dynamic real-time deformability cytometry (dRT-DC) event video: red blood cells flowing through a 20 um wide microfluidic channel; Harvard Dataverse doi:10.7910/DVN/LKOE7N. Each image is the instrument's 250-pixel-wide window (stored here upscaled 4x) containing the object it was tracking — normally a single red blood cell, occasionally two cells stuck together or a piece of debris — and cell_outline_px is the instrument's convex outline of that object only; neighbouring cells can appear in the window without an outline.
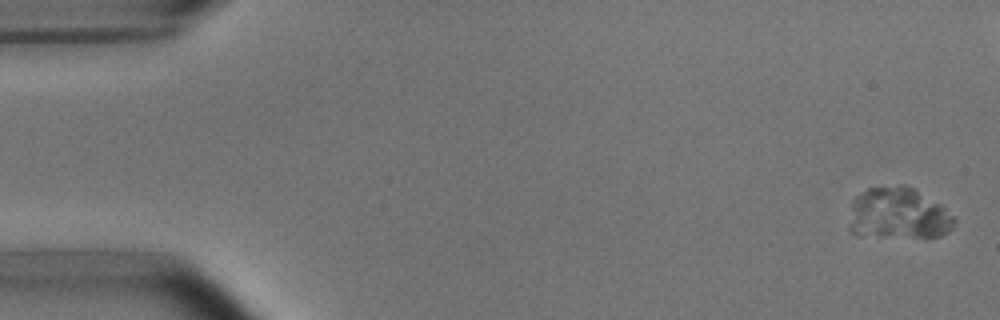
{"species": "common noctule bat (a hibernating species)", "species_latin": "Nyctalus noctula", "temperature_condition": "room temperature", "stored_images_in_passage": 6, "camera_frame_rate_fps": 3000, "um_per_image_px": 0.085, "animal": {"sex": "male", "body_mass_g": 15.6}, "frame": {"image": 1, "passage_image": 1, "time_ms": 0.0, "image_size_px": [1000, 320], "cell_outline_px": [[956, 220], [940, 236], [856, 236], [848, 228], [852, 200], [860, 192], [868, 188], [900, 184], [904, 184], [912, 188], [944, 208]], "centroid_in_image_um": [76.25, 18.14], "position_along_channel_um": 8.8, "area_um2": 31.1}}